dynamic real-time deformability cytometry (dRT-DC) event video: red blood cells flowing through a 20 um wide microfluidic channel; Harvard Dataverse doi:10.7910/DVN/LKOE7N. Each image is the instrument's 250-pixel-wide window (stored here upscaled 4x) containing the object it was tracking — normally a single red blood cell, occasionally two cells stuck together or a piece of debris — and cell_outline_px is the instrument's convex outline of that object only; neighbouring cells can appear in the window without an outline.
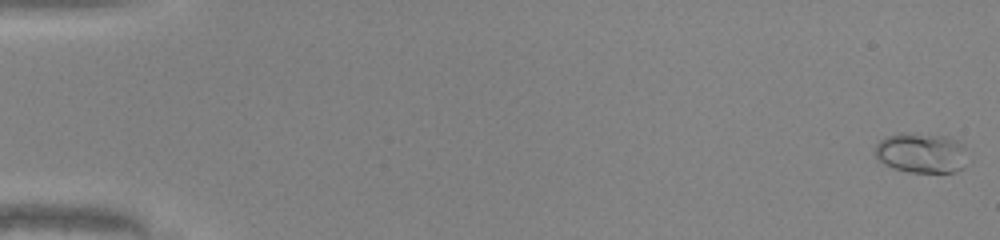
{"species": "common noctule bat (a hibernating species)", "species_latin": "Nyctalus noctula", "temperature_condition": "warm", "stored_images_in_passage": 50, "camera_frame_rate_fps": 3000, "um_per_image_px": 0.085, "animal": {"sex": "male", "body_mass_g": 20.0, "forearm_length_mm": 53.3}, "frame": {"image": 1, "passage_image": 1, "time_ms": 0.0, "image_size_px": [1000, 240], "cell_outline_px": [[972, 160], [964, 168], [956, 172], [908, 172], [892, 168], [876, 160], [876, 144], [880, 140], [888, 136], [900, 132], [908, 132], [948, 136], [960, 140], [964, 144]], "centroid_in_image_um": [78.42, 13.0], "position_along_channel_um": 6.6, "area_um2": 22.66}}
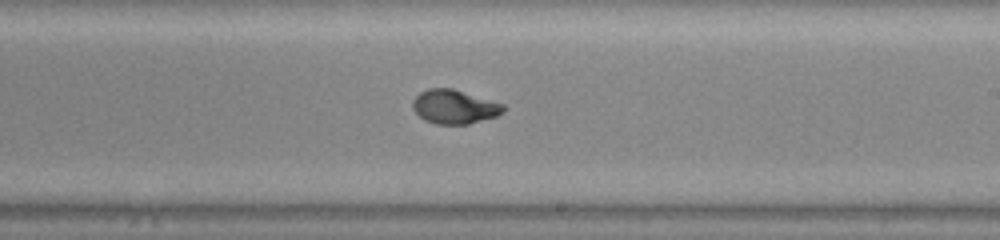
{"frame": {"image": 2, "passage_image": 31, "time_ms": 10.0, "image_size_px": [1000, 240], "cell_outline_px": [[504, 112], [496, 116], [468, 124], [436, 124], [424, 120], [412, 108], [412, 100], [420, 92], [428, 88], [452, 88], [504, 104]], "centroid_in_image_um": [38.6, 9.07], "position_along_channel_um": 250.4, "area_um2": 17.92}}
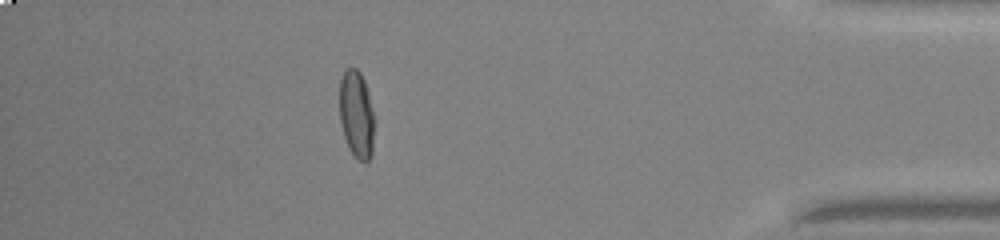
{"frame": {"image": 3, "passage_image": 45, "time_ms": 14.667, "image_size_px": [1000, 240], "cell_outline_px": [[376, 120], [372, 156], [364, 164], [356, 160], [348, 148], [344, 136], [340, 120], [340, 80], [344, 72], [348, 68], [356, 68], [360, 72], [364, 80], [368, 92]], "centroid_in_image_um": [30.34, 9.8], "position_along_channel_um": 404.9, "area_um2": 18.32}, "authors_computed_cell_mechanics": {"area_um2": 18.0336, "velocity_mm_per_s": 4.2027, "shape_relaxation_time_tau1_ms": 4.5684, "shape_relaxation_time_tau2_ms": 0.7535, "deformation_change_tau1": 0.2418, "deformation_change_tau2": 0.0501}}